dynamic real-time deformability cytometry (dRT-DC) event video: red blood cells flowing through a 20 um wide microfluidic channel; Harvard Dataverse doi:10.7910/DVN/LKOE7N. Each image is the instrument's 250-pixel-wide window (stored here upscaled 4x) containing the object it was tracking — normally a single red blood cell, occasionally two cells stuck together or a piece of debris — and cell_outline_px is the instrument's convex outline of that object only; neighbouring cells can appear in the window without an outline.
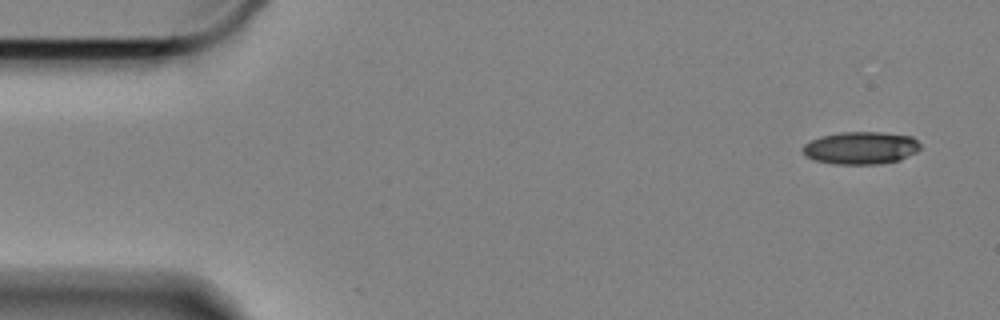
{"species": "Egyptian fruit bat (a non-hibernating species)", "species_latin": "Rousettus aegyptiacus", "temperature_condition": "cold", "stored_images_in_passage": 54, "camera_frame_rate_fps": 3000, "um_per_image_px": 0.085, "animal": {"sex": "female"}, "frame": {"image": 1, "passage_image": 1, "time_ms": 0.0, "image_size_px": [1000, 320], "cell_outline_px": [[920, 148], [916, 152], [900, 160], [880, 164], [832, 164], [816, 160], [808, 156], [800, 148], [808, 140], [820, 136], [840, 132], [884, 132], [912, 136], [920, 144]], "centroid_in_image_um": [73.16, 12.56], "position_along_channel_um": 11.8, "area_um2": 22.48}}
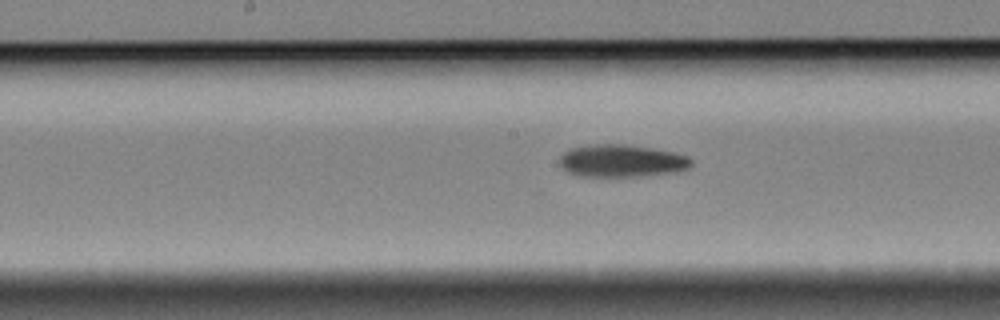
{"frame": {"image": 2, "passage_image": 27, "time_ms": 8.667, "image_size_px": [1000, 320], "cell_outline_px": [[692, 164], [688, 168], [676, 172], [640, 176], [580, 176], [568, 172], [560, 164], [560, 156], [568, 148], [588, 144], [624, 144], [652, 148], [676, 152], [688, 156], [692, 160]], "centroid_in_image_um": [52.84, 13.66], "position_along_channel_um": 195.4, "area_um2": 25.09}}
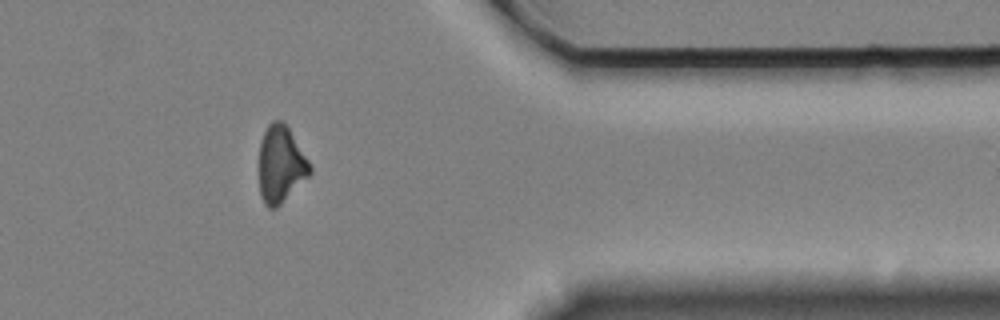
{"frame": {"image": 3, "passage_image": 46, "time_ms": 15.0, "image_size_px": [1000, 320], "cell_outline_px": [[312, 172], [276, 208], [268, 208], [264, 204], [260, 192], [260, 144], [264, 132], [268, 124], [272, 120], [284, 120], [288, 124], [308, 160], [312, 168]], "centroid_in_image_um": [23.87, 13.92], "position_along_channel_um": 387.5, "area_um2": 22.72}}